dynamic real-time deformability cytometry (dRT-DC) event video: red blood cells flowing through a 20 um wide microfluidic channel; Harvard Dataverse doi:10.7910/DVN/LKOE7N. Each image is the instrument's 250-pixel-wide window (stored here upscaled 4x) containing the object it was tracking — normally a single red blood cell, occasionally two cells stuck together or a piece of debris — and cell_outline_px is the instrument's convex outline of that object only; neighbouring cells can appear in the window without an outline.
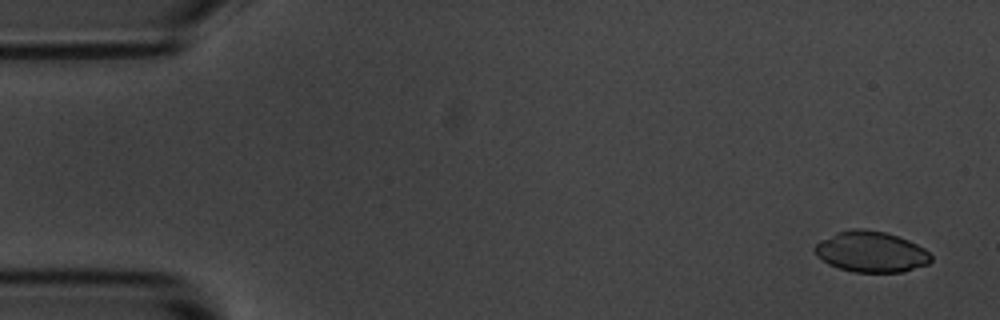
{"species": "common noctule bat (a hibernating species)", "species_latin": "Nyctalus noctula", "temperature_condition": "room temperature", "stored_images_in_passage": 9, "camera_frame_rate_fps": 3000, "um_per_image_px": 0.085, "animal": {"sex": "male", "body_mass_g": 20.1, "forearm_length_mm": 53.5}, "frame": {"image": 1, "passage_image": 1, "time_ms": 0.0, "image_size_px": [1000, 320], "cell_outline_px": [[932, 260], [928, 264], [904, 272], [852, 272], [828, 264], [816, 256], [816, 244], [820, 240], [836, 232], [852, 228], [864, 228], [884, 232], [908, 240], [924, 248], [932, 256]], "centroid_in_image_um": [74.04, 21.4], "position_along_channel_um": 11.0, "area_um2": 27.69}}